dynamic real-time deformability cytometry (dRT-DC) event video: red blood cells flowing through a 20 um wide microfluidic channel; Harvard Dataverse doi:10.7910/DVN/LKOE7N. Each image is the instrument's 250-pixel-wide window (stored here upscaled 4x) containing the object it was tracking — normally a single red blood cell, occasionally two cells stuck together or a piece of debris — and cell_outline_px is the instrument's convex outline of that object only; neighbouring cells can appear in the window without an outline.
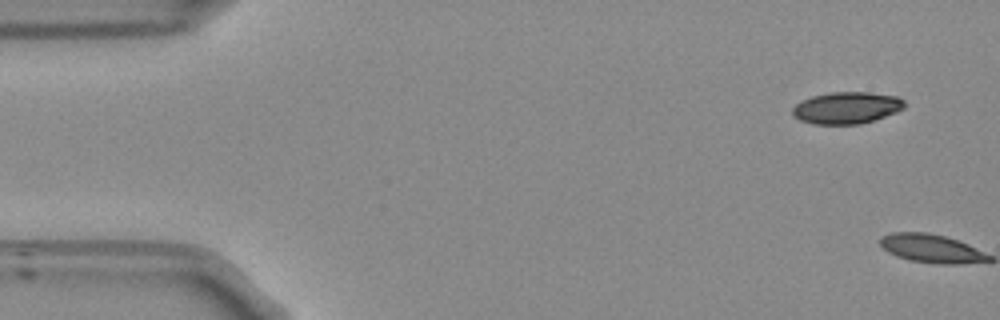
{"species": "Egyptian fruit bat (a non-hibernating species)", "species_latin": "Rousettus aegyptiacus", "temperature_condition": "room temperature", "stored_images_in_passage": 2, "camera_frame_rate_fps": 3000, "um_per_image_px": 0.085, "frame": {"image": 1, "passage_image": 1, "time_ms": 0.0, "image_size_px": [1000, 320], "cell_outline_px": [[904, 108], [896, 112], [860, 124], [816, 124], [800, 120], [792, 116], [792, 108], [800, 100], [812, 96], [828, 92], [868, 92], [896, 96], [904, 100]], "centroid_in_image_um": [71.92, 9.15], "position_along_channel_um": 13.1, "area_um2": 20.75}}